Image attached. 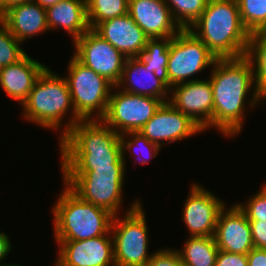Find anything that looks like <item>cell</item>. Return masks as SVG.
Instances as JSON below:
<instances>
[{"mask_svg": "<svg viewBox=\"0 0 266 266\" xmlns=\"http://www.w3.org/2000/svg\"><path fill=\"white\" fill-rule=\"evenodd\" d=\"M120 136L102 119L81 120L61 139L62 171L125 168Z\"/></svg>", "mask_w": 266, "mask_h": 266, "instance_id": "6da1fadb", "label": "cell"}, {"mask_svg": "<svg viewBox=\"0 0 266 266\" xmlns=\"http://www.w3.org/2000/svg\"><path fill=\"white\" fill-rule=\"evenodd\" d=\"M253 66L246 56L217 59L210 82L213 92V126L224 136L237 135L243 126L246 99L254 86Z\"/></svg>", "mask_w": 266, "mask_h": 266, "instance_id": "7a4b0ae2", "label": "cell"}, {"mask_svg": "<svg viewBox=\"0 0 266 266\" xmlns=\"http://www.w3.org/2000/svg\"><path fill=\"white\" fill-rule=\"evenodd\" d=\"M189 30L217 59L246 55L250 33L242 23L236 0H208Z\"/></svg>", "mask_w": 266, "mask_h": 266, "instance_id": "3957f363", "label": "cell"}, {"mask_svg": "<svg viewBox=\"0 0 266 266\" xmlns=\"http://www.w3.org/2000/svg\"><path fill=\"white\" fill-rule=\"evenodd\" d=\"M23 117L44 128L59 129L71 108L72 115L65 125L60 140L82 119L76 114L65 77L45 68L39 75L28 98L22 103ZM69 123V124H68Z\"/></svg>", "mask_w": 266, "mask_h": 266, "instance_id": "277c9868", "label": "cell"}, {"mask_svg": "<svg viewBox=\"0 0 266 266\" xmlns=\"http://www.w3.org/2000/svg\"><path fill=\"white\" fill-rule=\"evenodd\" d=\"M52 213L56 241H80L111 233L114 215L81 199L67 185Z\"/></svg>", "mask_w": 266, "mask_h": 266, "instance_id": "5b68a950", "label": "cell"}, {"mask_svg": "<svg viewBox=\"0 0 266 266\" xmlns=\"http://www.w3.org/2000/svg\"><path fill=\"white\" fill-rule=\"evenodd\" d=\"M67 185L81 199L117 215L122 203L125 168L62 171Z\"/></svg>", "mask_w": 266, "mask_h": 266, "instance_id": "8992f818", "label": "cell"}, {"mask_svg": "<svg viewBox=\"0 0 266 266\" xmlns=\"http://www.w3.org/2000/svg\"><path fill=\"white\" fill-rule=\"evenodd\" d=\"M65 76L73 107L82 120L102 119L106 114L111 89L115 86L106 78L81 63L74 55ZM96 112V118L92 117ZM98 117V118H97Z\"/></svg>", "mask_w": 266, "mask_h": 266, "instance_id": "52a82bcc", "label": "cell"}, {"mask_svg": "<svg viewBox=\"0 0 266 266\" xmlns=\"http://www.w3.org/2000/svg\"><path fill=\"white\" fill-rule=\"evenodd\" d=\"M121 219L115 215L111 224L116 266H147L148 227L139 200L135 201Z\"/></svg>", "mask_w": 266, "mask_h": 266, "instance_id": "ba28073f", "label": "cell"}, {"mask_svg": "<svg viewBox=\"0 0 266 266\" xmlns=\"http://www.w3.org/2000/svg\"><path fill=\"white\" fill-rule=\"evenodd\" d=\"M217 57L189 29H181L169 46L167 73L169 88L184 83L185 80L202 72L206 67L214 66Z\"/></svg>", "mask_w": 266, "mask_h": 266, "instance_id": "9c48e42d", "label": "cell"}, {"mask_svg": "<svg viewBox=\"0 0 266 266\" xmlns=\"http://www.w3.org/2000/svg\"><path fill=\"white\" fill-rule=\"evenodd\" d=\"M162 103L161 99L151 96L115 91L110 95L102 120L119 135L138 132L154 116Z\"/></svg>", "mask_w": 266, "mask_h": 266, "instance_id": "30bf717a", "label": "cell"}, {"mask_svg": "<svg viewBox=\"0 0 266 266\" xmlns=\"http://www.w3.org/2000/svg\"><path fill=\"white\" fill-rule=\"evenodd\" d=\"M73 42L74 56L116 87L127 58L93 29H89Z\"/></svg>", "mask_w": 266, "mask_h": 266, "instance_id": "8fae6325", "label": "cell"}, {"mask_svg": "<svg viewBox=\"0 0 266 266\" xmlns=\"http://www.w3.org/2000/svg\"><path fill=\"white\" fill-rule=\"evenodd\" d=\"M175 88V89H174ZM174 89V90H173ZM168 102L190 117L204 131L213 126V92L210 79H197L174 85Z\"/></svg>", "mask_w": 266, "mask_h": 266, "instance_id": "7c38bea8", "label": "cell"}, {"mask_svg": "<svg viewBox=\"0 0 266 266\" xmlns=\"http://www.w3.org/2000/svg\"><path fill=\"white\" fill-rule=\"evenodd\" d=\"M204 131L190 117L176 110L168 101L163 102L154 116L138 131L161 147L166 144L192 137ZM160 141V142H159Z\"/></svg>", "mask_w": 266, "mask_h": 266, "instance_id": "4fadbf2b", "label": "cell"}, {"mask_svg": "<svg viewBox=\"0 0 266 266\" xmlns=\"http://www.w3.org/2000/svg\"><path fill=\"white\" fill-rule=\"evenodd\" d=\"M184 203L183 220L190 237L214 236L219 212L226 207L223 201L199 184H192Z\"/></svg>", "mask_w": 266, "mask_h": 266, "instance_id": "5bb4252c", "label": "cell"}, {"mask_svg": "<svg viewBox=\"0 0 266 266\" xmlns=\"http://www.w3.org/2000/svg\"><path fill=\"white\" fill-rule=\"evenodd\" d=\"M55 266H116L113 239L108 234L80 241H57Z\"/></svg>", "mask_w": 266, "mask_h": 266, "instance_id": "9a60e30c", "label": "cell"}, {"mask_svg": "<svg viewBox=\"0 0 266 266\" xmlns=\"http://www.w3.org/2000/svg\"><path fill=\"white\" fill-rule=\"evenodd\" d=\"M224 207L218 215L215 240L219 250L229 253L248 254L253 248V238L246 214L234 204Z\"/></svg>", "mask_w": 266, "mask_h": 266, "instance_id": "2e32d148", "label": "cell"}, {"mask_svg": "<svg viewBox=\"0 0 266 266\" xmlns=\"http://www.w3.org/2000/svg\"><path fill=\"white\" fill-rule=\"evenodd\" d=\"M128 14L149 38L174 37L181 30L164 0H129Z\"/></svg>", "mask_w": 266, "mask_h": 266, "instance_id": "e0dca14e", "label": "cell"}, {"mask_svg": "<svg viewBox=\"0 0 266 266\" xmlns=\"http://www.w3.org/2000/svg\"><path fill=\"white\" fill-rule=\"evenodd\" d=\"M93 30L126 58L139 57L149 39L129 14L103 21Z\"/></svg>", "mask_w": 266, "mask_h": 266, "instance_id": "ac0fdd59", "label": "cell"}, {"mask_svg": "<svg viewBox=\"0 0 266 266\" xmlns=\"http://www.w3.org/2000/svg\"><path fill=\"white\" fill-rule=\"evenodd\" d=\"M9 31L21 43L32 36L48 31L46 8L35 1L14 4L1 13Z\"/></svg>", "mask_w": 266, "mask_h": 266, "instance_id": "d6986e66", "label": "cell"}, {"mask_svg": "<svg viewBox=\"0 0 266 266\" xmlns=\"http://www.w3.org/2000/svg\"><path fill=\"white\" fill-rule=\"evenodd\" d=\"M125 83L128 87H125ZM121 85H124L121 90L126 93L151 96L163 102L168 101L166 96L170 88L157 78L150 68H145L139 57L126 59L120 81L115 88Z\"/></svg>", "mask_w": 266, "mask_h": 266, "instance_id": "ffe728a7", "label": "cell"}, {"mask_svg": "<svg viewBox=\"0 0 266 266\" xmlns=\"http://www.w3.org/2000/svg\"><path fill=\"white\" fill-rule=\"evenodd\" d=\"M45 68L46 66L26 54L17 63L2 67L0 86L8 96L22 105Z\"/></svg>", "mask_w": 266, "mask_h": 266, "instance_id": "44dd1931", "label": "cell"}, {"mask_svg": "<svg viewBox=\"0 0 266 266\" xmlns=\"http://www.w3.org/2000/svg\"><path fill=\"white\" fill-rule=\"evenodd\" d=\"M49 30L62 27L75 41L90 29L86 0H62L46 8Z\"/></svg>", "mask_w": 266, "mask_h": 266, "instance_id": "7402d4cb", "label": "cell"}, {"mask_svg": "<svg viewBox=\"0 0 266 266\" xmlns=\"http://www.w3.org/2000/svg\"><path fill=\"white\" fill-rule=\"evenodd\" d=\"M245 56L255 68L253 69L255 88L249 104L256 106V103L266 100V37H257L251 33Z\"/></svg>", "mask_w": 266, "mask_h": 266, "instance_id": "603a6c76", "label": "cell"}, {"mask_svg": "<svg viewBox=\"0 0 266 266\" xmlns=\"http://www.w3.org/2000/svg\"><path fill=\"white\" fill-rule=\"evenodd\" d=\"M184 249L177 250L184 266H215L218 247L214 236L188 237Z\"/></svg>", "mask_w": 266, "mask_h": 266, "instance_id": "cb8c5ba5", "label": "cell"}, {"mask_svg": "<svg viewBox=\"0 0 266 266\" xmlns=\"http://www.w3.org/2000/svg\"><path fill=\"white\" fill-rule=\"evenodd\" d=\"M173 37L149 38L146 46L139 58L150 68L157 78L162 80L169 87V77L167 73V63L169 56V46Z\"/></svg>", "mask_w": 266, "mask_h": 266, "instance_id": "d4e9b609", "label": "cell"}, {"mask_svg": "<svg viewBox=\"0 0 266 266\" xmlns=\"http://www.w3.org/2000/svg\"><path fill=\"white\" fill-rule=\"evenodd\" d=\"M129 0H86L90 29L99 23L128 14Z\"/></svg>", "mask_w": 266, "mask_h": 266, "instance_id": "484cf974", "label": "cell"}, {"mask_svg": "<svg viewBox=\"0 0 266 266\" xmlns=\"http://www.w3.org/2000/svg\"><path fill=\"white\" fill-rule=\"evenodd\" d=\"M181 29H189L201 16L208 0H164Z\"/></svg>", "mask_w": 266, "mask_h": 266, "instance_id": "4316f807", "label": "cell"}, {"mask_svg": "<svg viewBox=\"0 0 266 266\" xmlns=\"http://www.w3.org/2000/svg\"><path fill=\"white\" fill-rule=\"evenodd\" d=\"M241 20L248 32L255 33L266 21V0H236Z\"/></svg>", "mask_w": 266, "mask_h": 266, "instance_id": "83f0119b", "label": "cell"}, {"mask_svg": "<svg viewBox=\"0 0 266 266\" xmlns=\"http://www.w3.org/2000/svg\"><path fill=\"white\" fill-rule=\"evenodd\" d=\"M21 42L9 31L0 18V66L12 65L21 60L27 53L20 47Z\"/></svg>", "mask_w": 266, "mask_h": 266, "instance_id": "f1b7e54d", "label": "cell"}, {"mask_svg": "<svg viewBox=\"0 0 266 266\" xmlns=\"http://www.w3.org/2000/svg\"><path fill=\"white\" fill-rule=\"evenodd\" d=\"M125 134L128 135V137L131 136L129 138V140H127V142H126L127 138H125L126 137ZM125 134H122L120 136L122 155H124L125 150H128V151L130 150V151L134 152V147H136V149L138 146L141 148L144 147L147 151V153L145 152V154L148 157H147V159H146V157H145V159L142 158L143 160L138 159L139 163H141V164H146L149 161V159L155 158L157 156L158 151L161 149V147L159 145H157L153 142H150L149 139L146 138L145 136H143L140 132H128ZM143 149H141V150H143Z\"/></svg>", "mask_w": 266, "mask_h": 266, "instance_id": "f546056e", "label": "cell"}, {"mask_svg": "<svg viewBox=\"0 0 266 266\" xmlns=\"http://www.w3.org/2000/svg\"><path fill=\"white\" fill-rule=\"evenodd\" d=\"M248 221H266V184L250 198L247 204L237 203Z\"/></svg>", "mask_w": 266, "mask_h": 266, "instance_id": "4dcf8cb0", "label": "cell"}, {"mask_svg": "<svg viewBox=\"0 0 266 266\" xmlns=\"http://www.w3.org/2000/svg\"><path fill=\"white\" fill-rule=\"evenodd\" d=\"M175 250V251H174ZM158 250L150 257L147 266H184L176 249Z\"/></svg>", "mask_w": 266, "mask_h": 266, "instance_id": "1f68e13d", "label": "cell"}, {"mask_svg": "<svg viewBox=\"0 0 266 266\" xmlns=\"http://www.w3.org/2000/svg\"><path fill=\"white\" fill-rule=\"evenodd\" d=\"M215 266H248V256L219 250Z\"/></svg>", "mask_w": 266, "mask_h": 266, "instance_id": "d6a6232c", "label": "cell"}, {"mask_svg": "<svg viewBox=\"0 0 266 266\" xmlns=\"http://www.w3.org/2000/svg\"><path fill=\"white\" fill-rule=\"evenodd\" d=\"M254 248L266 249V221H249Z\"/></svg>", "mask_w": 266, "mask_h": 266, "instance_id": "836d02e7", "label": "cell"}, {"mask_svg": "<svg viewBox=\"0 0 266 266\" xmlns=\"http://www.w3.org/2000/svg\"><path fill=\"white\" fill-rule=\"evenodd\" d=\"M247 256L248 266H266V249L253 248Z\"/></svg>", "mask_w": 266, "mask_h": 266, "instance_id": "e575fe53", "label": "cell"}, {"mask_svg": "<svg viewBox=\"0 0 266 266\" xmlns=\"http://www.w3.org/2000/svg\"><path fill=\"white\" fill-rule=\"evenodd\" d=\"M11 250L10 239L7 234L0 232V263L3 261Z\"/></svg>", "mask_w": 266, "mask_h": 266, "instance_id": "d590c367", "label": "cell"}, {"mask_svg": "<svg viewBox=\"0 0 266 266\" xmlns=\"http://www.w3.org/2000/svg\"><path fill=\"white\" fill-rule=\"evenodd\" d=\"M33 0H0V13L4 12L8 7L24 2H30Z\"/></svg>", "mask_w": 266, "mask_h": 266, "instance_id": "8d00e7d4", "label": "cell"}, {"mask_svg": "<svg viewBox=\"0 0 266 266\" xmlns=\"http://www.w3.org/2000/svg\"><path fill=\"white\" fill-rule=\"evenodd\" d=\"M35 1L37 4H39L41 7L43 8H47L49 6H52L62 0H33Z\"/></svg>", "mask_w": 266, "mask_h": 266, "instance_id": "74e56055", "label": "cell"}, {"mask_svg": "<svg viewBox=\"0 0 266 266\" xmlns=\"http://www.w3.org/2000/svg\"><path fill=\"white\" fill-rule=\"evenodd\" d=\"M257 37H266V21L262 26L254 33Z\"/></svg>", "mask_w": 266, "mask_h": 266, "instance_id": "f35d334b", "label": "cell"}, {"mask_svg": "<svg viewBox=\"0 0 266 266\" xmlns=\"http://www.w3.org/2000/svg\"><path fill=\"white\" fill-rule=\"evenodd\" d=\"M0 266H19V265L18 264H16V265L15 264H13V265L12 264L11 265L10 264H0Z\"/></svg>", "mask_w": 266, "mask_h": 266, "instance_id": "ab89813d", "label": "cell"}]
</instances>
